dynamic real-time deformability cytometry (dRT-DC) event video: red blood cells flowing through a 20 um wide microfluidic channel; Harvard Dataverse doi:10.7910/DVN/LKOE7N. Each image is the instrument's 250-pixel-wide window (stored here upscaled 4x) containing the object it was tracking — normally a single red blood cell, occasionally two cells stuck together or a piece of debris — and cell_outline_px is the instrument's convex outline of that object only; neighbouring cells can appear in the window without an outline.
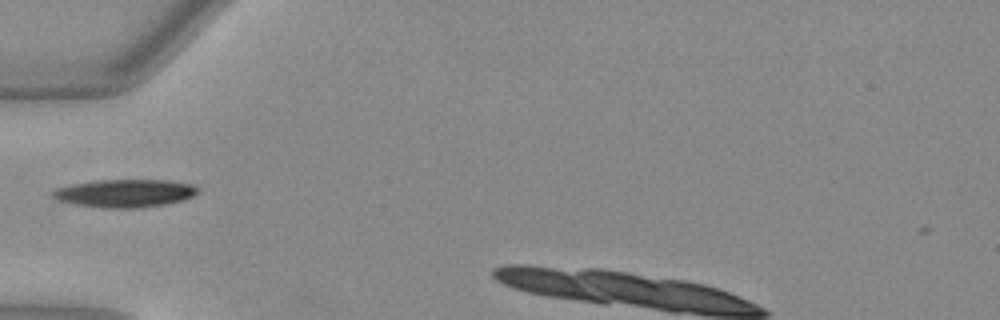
{"species": "Egyptian fruit bat (a non-hibernating species)", "species_latin": "Rousettus aegyptiacus", "temperature_condition": "warm", "stored_images_in_passage": 29, "camera_frame_rate_fps": 3000, "um_per_image_px": 0.085, "animal": {"sex": "female"}, "frame": {"image": 1, "passage_image": 1, "time_ms": 0.0, "image_size_px": [1000, 320], "cell_outline_px": [[200, 192], [184, 200], [164, 204], [140, 208], [108, 208], [76, 204], [60, 200], [52, 196], [52, 192], [56, 188], [72, 184], [96, 180], [168, 180], [192, 184], [200, 188]], "centroid_in_image_um": [10.67, 16.42], "position_along_channel_um": 74.3, "area_um2": 23.58}}
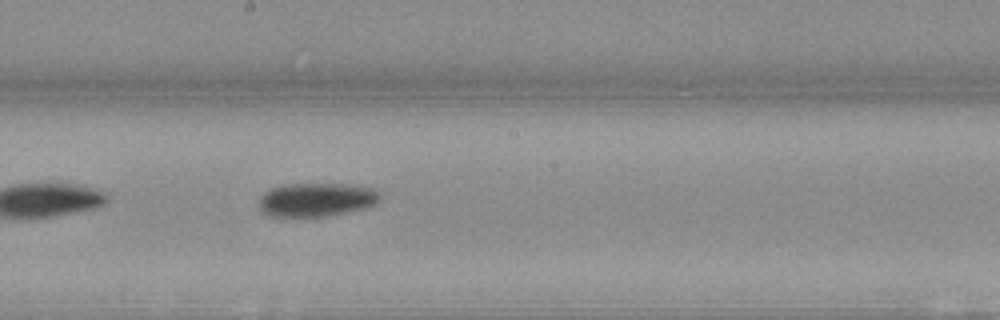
{"frame": {"image": 2, "passage_image": 12, "time_ms": 3.667, "image_size_px": [1000, 320], "cell_outline_px": [[380, 200], [376, 204], [368, 208], [328, 216], [272, 216], [264, 212], [260, 208], [260, 196], [268, 188], [284, 184], [356, 184], [376, 188], [380, 192]], "centroid_in_image_um": [26.97, 16.95], "position_along_channel_um": 221.2, "area_um2": 24.16}}
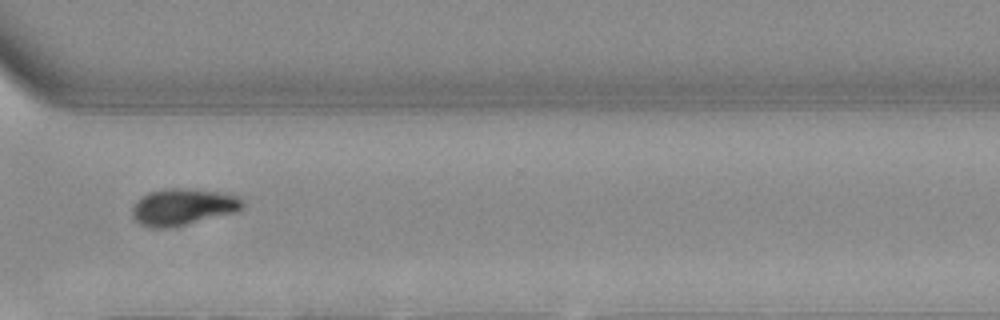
{"frame": {"image": 3, "passage_image": 22, "time_ms": 7.0, "image_size_px": [1000, 320], "cell_outline_px": [[244, 204], [236, 212], [172, 228], [148, 228], [140, 224], [132, 216], [132, 208], [136, 200], [148, 192], [164, 188], [184, 188], [216, 192], [236, 196]], "centroid_in_image_um": [15.47, 17.6], "position_along_channel_um": 355.1, "area_um2": 23.52}}